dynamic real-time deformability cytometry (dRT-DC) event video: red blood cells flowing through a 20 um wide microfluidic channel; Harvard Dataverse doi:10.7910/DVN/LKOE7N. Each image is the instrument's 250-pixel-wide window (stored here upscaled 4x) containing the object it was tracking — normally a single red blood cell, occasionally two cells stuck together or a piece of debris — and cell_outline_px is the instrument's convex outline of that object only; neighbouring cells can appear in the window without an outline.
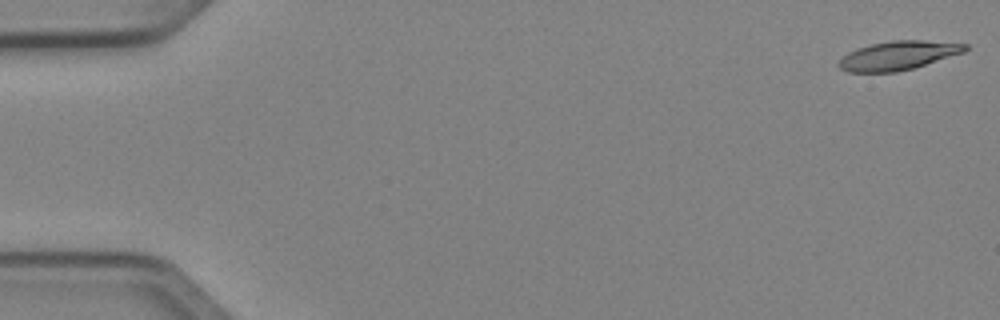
{"species": "Egyptian fruit bat (a non-hibernating species)", "species_latin": "Rousettus aegyptiacus", "temperature_condition": "cold", "stored_images_in_passage": 50, "camera_frame_rate_fps": 3000, "um_per_image_px": 0.085, "animal": {"sex": "female"}, "frame": {"image": 1, "passage_image": 1, "time_ms": 0.0, "image_size_px": [1000, 320], "cell_outline_px": [[968, 48], [964, 52], [912, 68], [896, 72], [848, 72], [840, 68], [836, 64], [848, 52], [856, 48], [872, 44], [892, 40], [924, 40], [968, 44]], "centroid_in_image_um": [76.32, 4.71], "position_along_channel_um": 8.7, "area_um2": 21.1}}
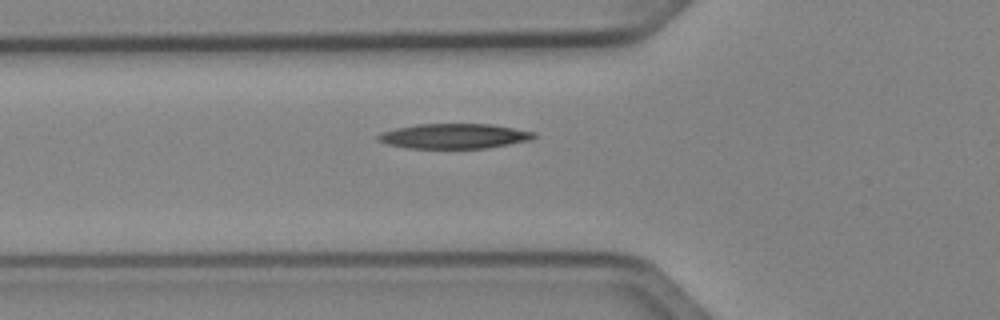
{"frame": {"image": 2, "passage_image": 18, "time_ms": 5.667, "image_size_px": [1000, 320], "cell_outline_px": [[536, 136], [532, 140], [488, 148], [408, 148], [388, 144], [376, 140], [376, 136], [380, 132], [396, 128], [416, 124], [492, 124], [536, 132]], "centroid_in_image_um": [38.61, 11.57], "position_along_channel_um": 87.2, "area_um2": 22.83}}
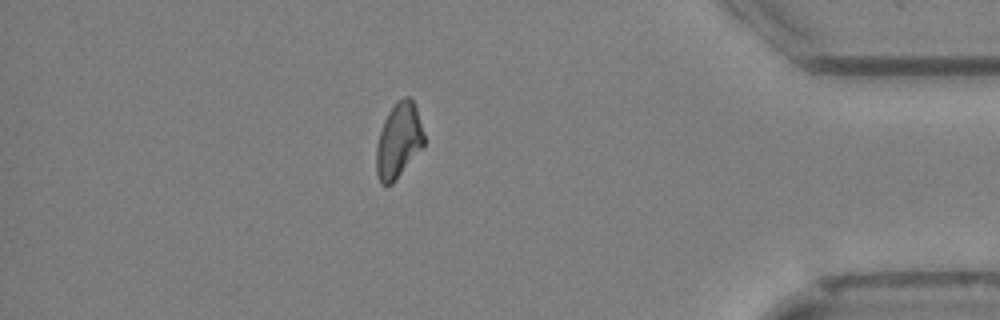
{"frame": {"image": 3, "passage_image": 44, "time_ms": 14.333, "image_size_px": [1000, 320], "cell_outline_px": [[424, 148], [392, 184], [380, 184], [376, 172], [376, 144], [384, 120], [388, 112], [396, 100], [404, 96], [408, 96], [412, 100], [416, 108], [424, 132]], "centroid_in_image_um": [33.89, 11.96], "position_along_channel_um": 401.3, "area_um2": 21.15}}